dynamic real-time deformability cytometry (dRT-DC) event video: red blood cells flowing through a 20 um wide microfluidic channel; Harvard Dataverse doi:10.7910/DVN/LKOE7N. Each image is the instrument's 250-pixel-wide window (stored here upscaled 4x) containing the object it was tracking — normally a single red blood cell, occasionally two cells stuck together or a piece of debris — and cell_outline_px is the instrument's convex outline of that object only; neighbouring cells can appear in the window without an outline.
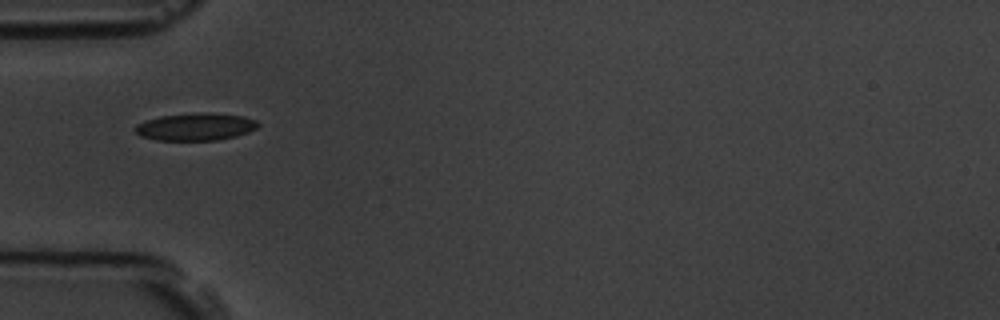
{"species": "common noctule bat (a hibernating species)", "species_latin": "Nyctalus noctula", "temperature_condition": "room temperature", "stored_images_in_passage": 8, "camera_frame_rate_fps": 3000, "um_per_image_px": 0.085, "animal": {"sex": "male", "body_mass_g": 19.5, "forearm_length_mm": 54.6}, "frame": {"image": 1, "passage_image": 2, "time_ms": 1.333, "image_size_px": [1000, 320], "cell_outline_px": [[260, 124], [256, 128], [248, 132], [236, 136], [216, 140], [156, 140], [140, 136], [132, 128], [136, 124], [160, 116], [196, 112], [208, 112], [244, 116], [256, 120]], "centroid_in_image_um": [16.62, 10.77], "position_along_channel_um": 68.4, "area_um2": 19.77}}
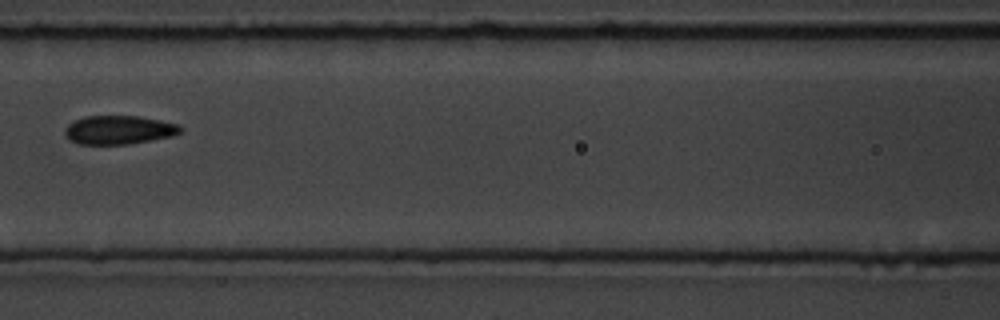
{"frame": {"image": 2, "passage_image": 4, "time_ms": 3.667, "image_size_px": [1000, 320], "cell_outline_px": [[184, 128], [180, 132], [172, 136], [128, 144], [76, 144], [68, 140], [64, 132], [68, 124], [84, 116], [136, 116], [160, 120], [180, 124]], "centroid_in_image_um": [10.1, 11.04], "position_along_channel_um": 156.5, "area_um2": 19.36}}
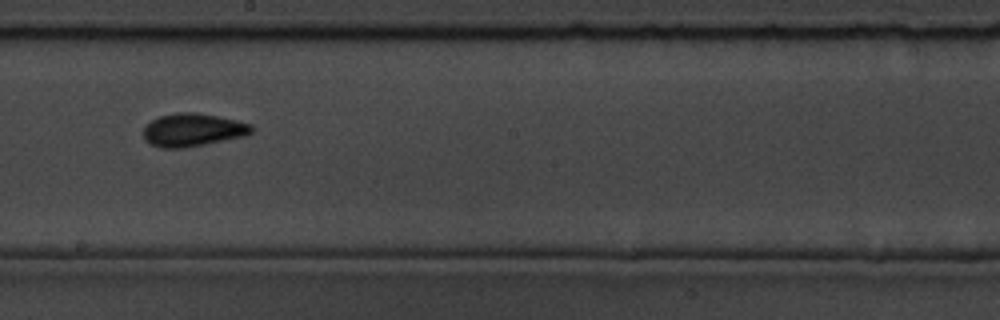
{"frame": {"image": 3, "passage_image": 6, "time_ms": 5.667, "image_size_px": [1000, 320], "cell_outline_px": [[256, 128], [248, 136], [184, 148], [160, 148], [148, 144], [144, 140], [140, 132], [152, 120], [160, 116], [176, 112], [196, 112], [236, 120], [252, 124]], "centroid_in_image_um": [16.38, 11.06], "position_along_channel_um": 231.8, "area_um2": 21.27}}